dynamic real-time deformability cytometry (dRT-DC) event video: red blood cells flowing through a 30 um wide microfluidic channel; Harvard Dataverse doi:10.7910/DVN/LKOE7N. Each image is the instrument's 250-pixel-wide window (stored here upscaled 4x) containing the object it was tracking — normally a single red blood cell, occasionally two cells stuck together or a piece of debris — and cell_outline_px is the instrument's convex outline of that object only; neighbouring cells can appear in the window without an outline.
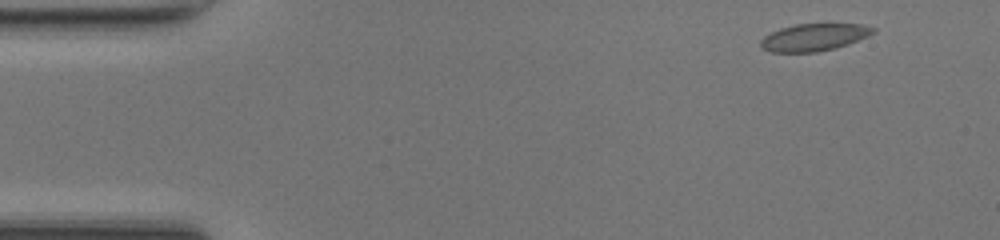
{"species": "common noctule bat (a hibernating species)", "species_latin": "Nyctalus noctula", "temperature_condition": "room temperature", "stored_images_in_passage": 47, "camera_frame_rate_fps": 3000, "um_per_image_px": 0.085, "animal": {"sex": "female", "body_mass_g": 17.0, "forearm_length_mm": 48.0}, "frame": {"image": 1, "passage_image": 2, "time_ms": 0.333, "image_size_px": [1000, 240], "cell_outline_px": [[876, 32], [868, 36], [848, 44], [836, 48], [816, 52], [772, 52], [764, 48], [760, 44], [760, 40], [764, 36], [780, 28], [796, 24], [860, 24], [876, 28]], "centroid_in_image_um": [69.21, 3.16], "position_along_channel_um": 15.8, "area_um2": 17.8}}
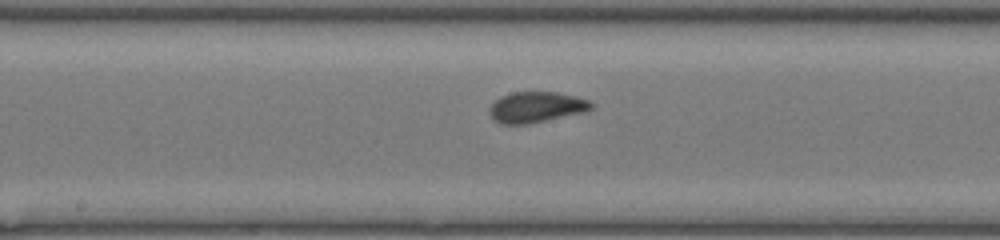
{"frame": {"image": 2, "passage_image": 23, "time_ms": 7.333, "image_size_px": [1000, 240], "cell_outline_px": [[592, 108], [580, 112], [528, 124], [500, 124], [492, 120], [492, 104], [500, 96], [512, 92], [556, 92], [576, 96], [588, 100], [592, 104]], "centroid_in_image_um": [45.55, 9.1], "position_along_channel_um": 202.7, "area_um2": 17.8}}
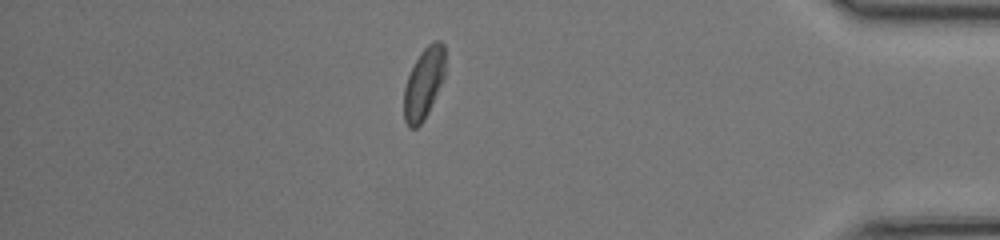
{"frame": {"image": 3, "passage_image": 40, "time_ms": 13.0, "image_size_px": [1000, 240], "cell_outline_px": [[444, 76], [428, 112], [424, 120], [416, 128], [408, 128], [404, 120], [404, 88], [408, 76], [420, 52], [428, 44], [436, 40], [440, 40], [444, 44]], "centroid_in_image_um": [36.0, 7.09], "position_along_channel_um": 399.2, "area_um2": 16.88}, "authors_computed_cell_mechanics": {"area_um2": 17.629, "velocity_mm_per_s": 4.2004, "shape_relaxation_time_tau1_ms": 2.203, "shape_relaxation_time_tau2_ms": 0.8632, "deformation_change_tau1": 0.0737, "deformation_change_tau2": 0.0408}}